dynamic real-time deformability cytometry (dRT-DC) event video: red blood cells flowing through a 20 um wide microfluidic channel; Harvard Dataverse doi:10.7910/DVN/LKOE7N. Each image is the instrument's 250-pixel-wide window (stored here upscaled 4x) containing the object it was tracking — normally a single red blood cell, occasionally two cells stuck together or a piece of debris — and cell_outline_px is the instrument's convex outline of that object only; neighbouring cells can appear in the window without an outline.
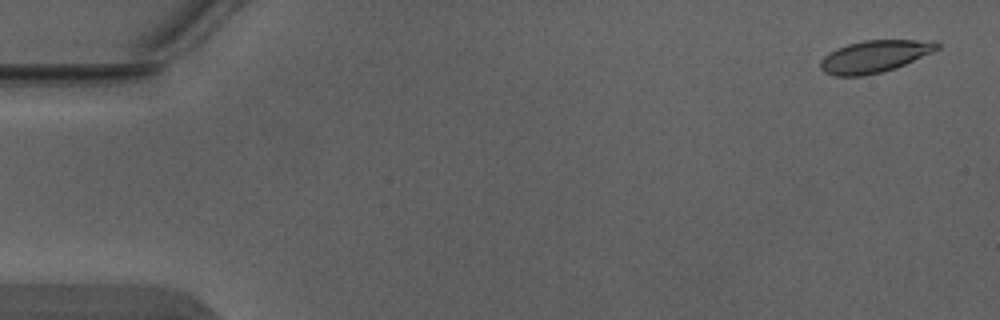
{"species": "Egyptian fruit bat (a non-hibernating species)", "species_latin": "Rousettus aegyptiacus", "temperature_condition": "warm", "stored_images_in_passage": 6, "camera_frame_rate_fps": 3000, "um_per_image_px": 0.085, "animal": {"sex": "male"}, "frame": {"image": 1, "passage_image": 1, "time_ms": 0.0, "image_size_px": [1000, 320], "cell_outline_px": [[940, 48], [932, 52], [896, 68], [884, 72], [860, 76], [836, 76], [824, 72], [820, 68], [820, 60], [828, 52], [836, 48], [848, 44], [864, 40], [936, 40], [940, 44]], "centroid_in_image_um": [74.34, 4.79], "position_along_channel_um": 10.7, "area_um2": 22.02}}
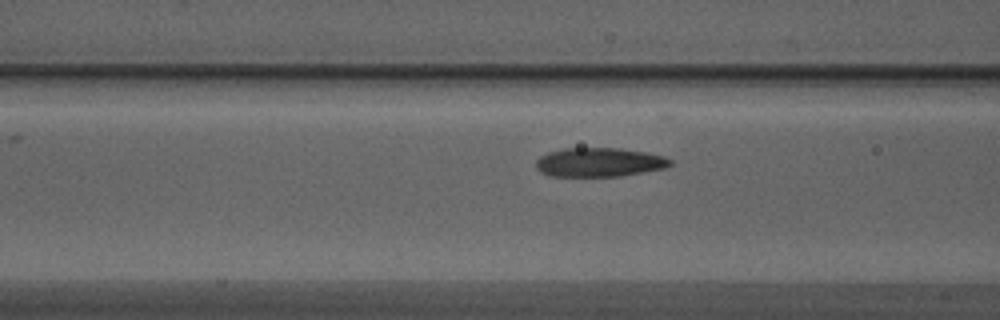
{"frame": {"image": 2, "passage_image": 6, "time_ms": 1.667, "image_size_px": [1000, 320], "cell_outline_px": [[672, 164], [664, 168], [620, 176], [548, 176], [540, 172], [536, 168], [536, 160], [540, 156], [548, 152], [564, 148], [620, 148], [644, 152], [664, 156], [672, 160]], "centroid_in_image_um": [50.9, 13.79], "position_along_channel_um": 115.7, "area_um2": 22.72}}